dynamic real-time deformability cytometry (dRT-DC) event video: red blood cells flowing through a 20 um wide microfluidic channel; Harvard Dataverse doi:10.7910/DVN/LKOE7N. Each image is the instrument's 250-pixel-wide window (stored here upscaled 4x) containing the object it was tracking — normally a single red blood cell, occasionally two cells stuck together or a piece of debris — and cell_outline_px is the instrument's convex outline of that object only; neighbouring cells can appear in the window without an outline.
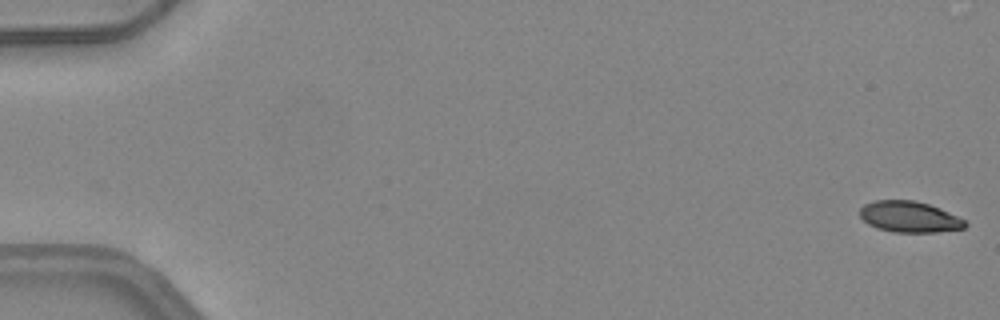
{"species": "common noctule bat (a hibernating species)", "species_latin": "Nyctalus noctula", "temperature_condition": "warm", "stored_images_in_passage": 50, "camera_frame_rate_fps": 3000, "um_per_image_px": 0.085, "animal": {"sex": "female", "body_mass_g": 24.6, "forearm_length_mm": 56.2}, "frame": {"image": 1, "passage_image": 1, "time_ms": 0.0, "image_size_px": [1000, 320], "cell_outline_px": [[968, 224], [964, 228], [936, 232], [892, 232], [876, 228], [868, 224], [860, 216], [860, 208], [864, 204], [872, 200], [916, 200], [940, 208], [964, 220]], "centroid_in_image_um": [77.26, 18.42], "position_along_channel_um": 7.7, "area_um2": 19.07}}
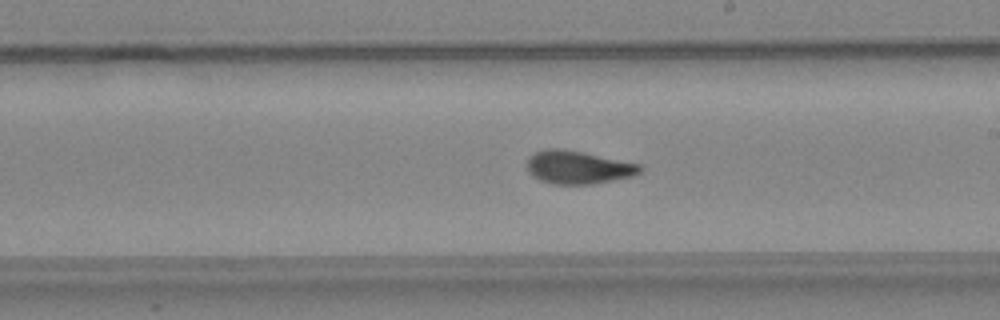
{"frame": {"image": 2, "passage_image": 30, "time_ms": 9.667, "image_size_px": [1000, 320], "cell_outline_px": [[644, 168], [640, 172], [632, 176], [592, 184], [552, 184], [540, 180], [532, 176], [528, 172], [528, 156], [536, 152], [548, 148], [560, 148], [584, 152], [640, 164]], "centroid_in_image_um": [49.13, 14.22], "position_along_channel_um": 239.9, "area_um2": 21.79}}
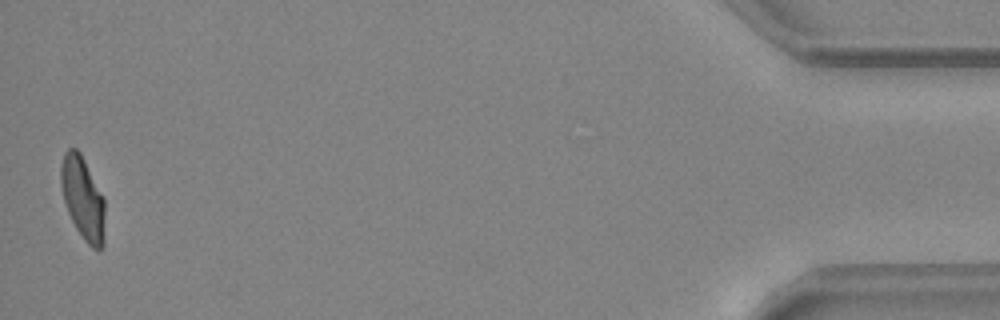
{"frame": {"image": 3, "passage_image": 50, "time_ms": 16.333, "image_size_px": [1000, 320], "cell_outline_px": [[104, 244], [100, 252], [92, 248], [84, 240], [76, 228], [68, 212], [64, 200], [60, 184], [60, 168], [64, 152], [68, 148], [76, 148], [80, 152], [104, 196]], "centroid_in_image_um": [7.05, 16.85], "position_along_channel_um": 428.2, "area_um2": 21.44}, "authors_computed_cell_mechanics": {"area_um2": 21.2415, "velocity_mm_per_s": 4.1726, "shape_relaxation_time_tau1_ms": 6.1095, "shape_relaxation_time_tau2_ms": 1.354, "deformation_change_tau1": 0.2037, "deformation_change_tau2": 0.0656}}